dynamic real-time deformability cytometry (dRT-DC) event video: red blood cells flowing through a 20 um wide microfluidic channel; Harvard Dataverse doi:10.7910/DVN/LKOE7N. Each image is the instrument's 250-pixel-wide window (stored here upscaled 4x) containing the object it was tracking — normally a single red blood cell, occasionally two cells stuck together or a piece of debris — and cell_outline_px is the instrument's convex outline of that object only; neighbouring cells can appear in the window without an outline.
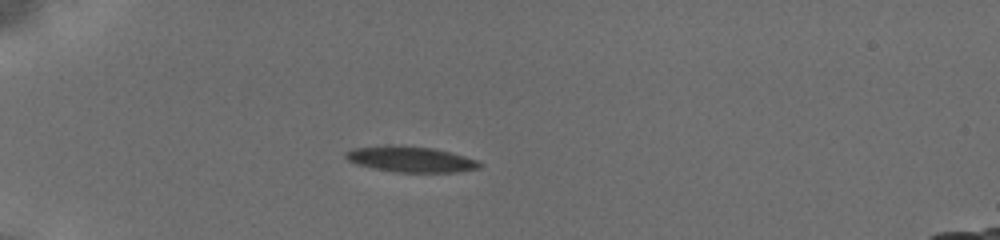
{"species": "common noctule bat (a hibernating species)", "species_latin": "Nyctalus noctula", "temperature_condition": "cold", "stored_images_in_passage": 26, "camera_frame_rate_fps": 3000, "um_per_image_px": 0.085, "animal": {"sex": "female", "body_mass_g": 19.5, "forearm_length_mm": 54.1}, "frame": {"image": 1, "passage_image": 12, "time_ms": 2.667, "image_size_px": [1000, 240], "cell_outline_px": [[480, 168], [452, 172], [400, 172], [376, 168], [356, 164], [348, 160], [344, 156], [344, 152], [352, 148], [388, 144], [432, 148], [448, 152], [476, 160], [480, 164]], "centroid_in_image_um": [34.82, 13.52], "position_along_channel_um": 50.2, "area_um2": 19.77}}
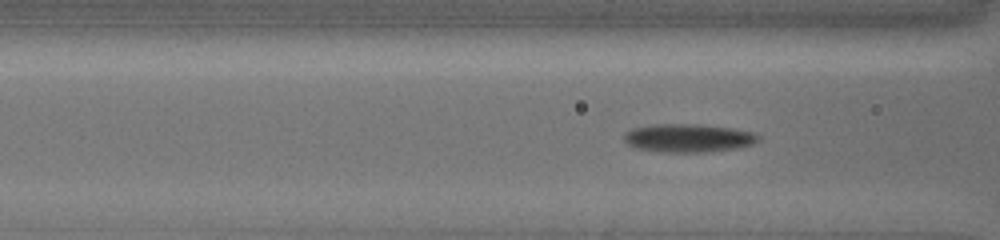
{"frame": {"image": 2, "passage_image": 21, "time_ms": 5.0, "image_size_px": [1000, 240], "cell_outline_px": [[760, 140], [752, 144], [732, 148], [704, 152], [660, 152], [636, 148], [628, 144], [624, 140], [624, 132], [632, 128], [652, 124], [696, 124], [732, 128], [752, 132], [760, 136]], "centroid_in_image_um": [58.45, 11.72], "position_along_channel_um": 108.1, "area_um2": 22.08}}
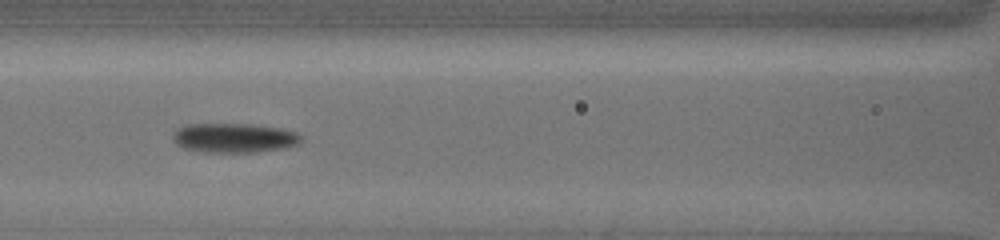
{"frame": {"image": 3, "passage_image": 25, "time_ms": 6.0, "image_size_px": [1000, 240], "cell_outline_px": [[300, 140], [296, 144], [288, 148], [256, 152], [200, 152], [184, 148], [176, 144], [172, 136], [176, 128], [184, 124], [248, 124], [280, 128], [296, 132], [300, 136]], "centroid_in_image_um": [19.85, 11.72], "position_along_channel_um": 146.7, "area_um2": 22.08}}